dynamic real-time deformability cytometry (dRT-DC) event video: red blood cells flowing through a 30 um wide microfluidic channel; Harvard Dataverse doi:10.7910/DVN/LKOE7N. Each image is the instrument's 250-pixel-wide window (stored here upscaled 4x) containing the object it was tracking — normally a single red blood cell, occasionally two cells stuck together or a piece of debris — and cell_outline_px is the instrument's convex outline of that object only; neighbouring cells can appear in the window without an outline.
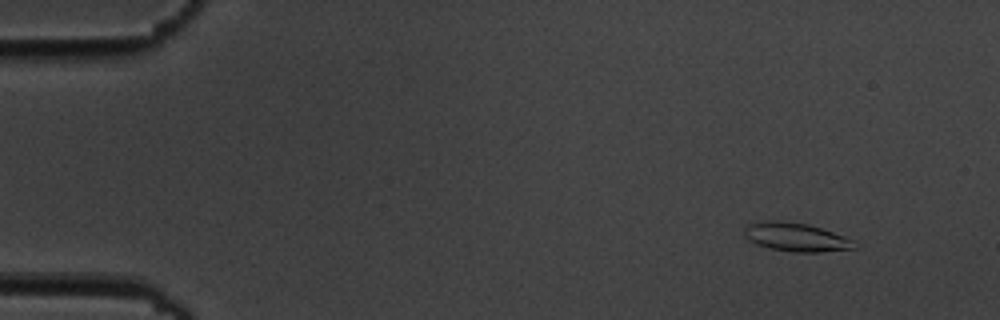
{"species": "common noctule bat (a hibernating species)", "species_latin": "Nyctalus noctula", "temperature_condition": "cold", "stored_images_in_passage": 5, "camera_frame_rate_fps": 3000, "um_per_image_px": 0.085, "animal": {"sex": "male", "body_mass_g": 19.5, "forearm_length_mm": 54.6}, "frame": {"image": 1, "passage_image": 2, "time_ms": 1.0, "image_size_px": [1000, 320], "cell_outline_px": [[860, 244], [856, 248], [820, 252], [792, 252], [768, 248], [756, 244], [744, 236], [744, 228], [748, 224], [772, 220], [808, 224], [856, 240]], "centroid_in_image_um": [67.71, 20.17], "position_along_channel_um": 17.3, "area_um2": 18.38}}